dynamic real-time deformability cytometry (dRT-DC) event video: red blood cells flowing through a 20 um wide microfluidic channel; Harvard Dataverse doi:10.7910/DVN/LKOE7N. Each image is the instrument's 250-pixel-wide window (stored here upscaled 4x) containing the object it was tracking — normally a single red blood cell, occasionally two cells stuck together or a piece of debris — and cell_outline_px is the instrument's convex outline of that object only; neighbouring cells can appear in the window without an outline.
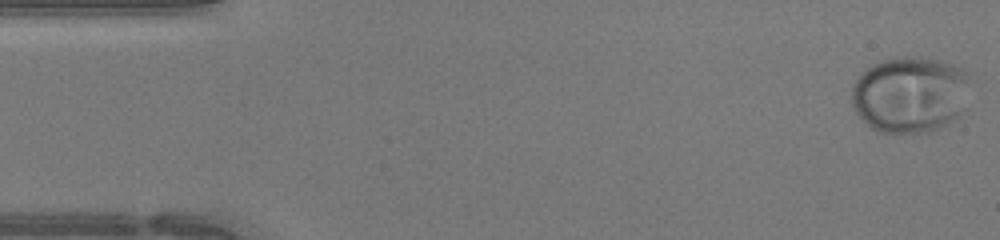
{"species": "human", "species_latin": "Homo sapiens", "temperature_condition": "warm", "stored_images_in_passage": 46, "camera_frame_rate_fps": 3000, "um_per_image_px": 0.085, "donor": {"sex": "female"}, "frame": {"image": 1, "passage_image": 1, "time_ms": 0.0, "image_size_px": [1000, 240], "cell_outline_px": [[968, 76], [964, 108], [948, 124], [932, 132], [876, 132], [868, 128], [856, 112], [852, 104], [852, 84], [872, 64], [896, 56], [920, 56], [940, 60], [952, 64], [968, 72]], "centroid_in_image_um": [77.32, 8.03], "position_along_channel_um": 7.7, "area_um2": 52.89}}
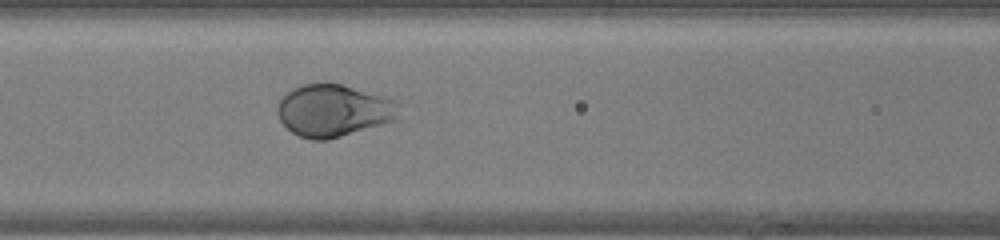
{"frame": {"image": 2, "passage_image": 19, "time_ms": 6.0, "image_size_px": [1000, 240], "cell_outline_px": [[400, 100], [396, 120], [328, 140], [312, 140], [300, 136], [292, 132], [280, 120], [276, 112], [276, 108], [280, 100], [292, 88], [304, 84], [340, 84]], "centroid_in_image_um": [28.37, 9.4], "position_along_channel_um": 138.2, "area_um2": 36.88}}
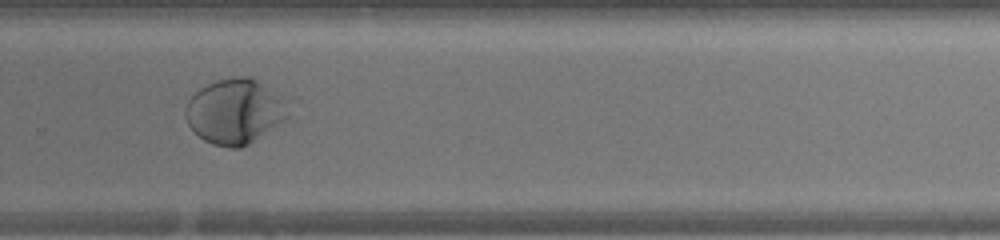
{"frame": {"image": 3, "passage_image": 31, "time_ms": 10.0, "image_size_px": [1000, 240], "cell_outline_px": [[288, 120], [248, 144], [240, 148], [228, 148], [212, 144], [204, 140], [188, 124], [184, 116], [184, 108], [188, 100], [200, 88], [216, 80], [240, 76], [248, 76], [256, 80], [276, 100], [288, 116]], "centroid_in_image_um": [19.84, 9.52], "position_along_channel_um": 310.0, "area_um2": 37.57}, "authors_computed_cell_mechanics": {"area_um2": 39.7953, "velocity_mm_per_s": 4.3062, "shape_relaxation_time_tau1_ms": 3.1631, "shape_relaxation_time_tau2_ms": null, "deformation_change_tau1": 0.1652, "deformation_change_tau2": null}}